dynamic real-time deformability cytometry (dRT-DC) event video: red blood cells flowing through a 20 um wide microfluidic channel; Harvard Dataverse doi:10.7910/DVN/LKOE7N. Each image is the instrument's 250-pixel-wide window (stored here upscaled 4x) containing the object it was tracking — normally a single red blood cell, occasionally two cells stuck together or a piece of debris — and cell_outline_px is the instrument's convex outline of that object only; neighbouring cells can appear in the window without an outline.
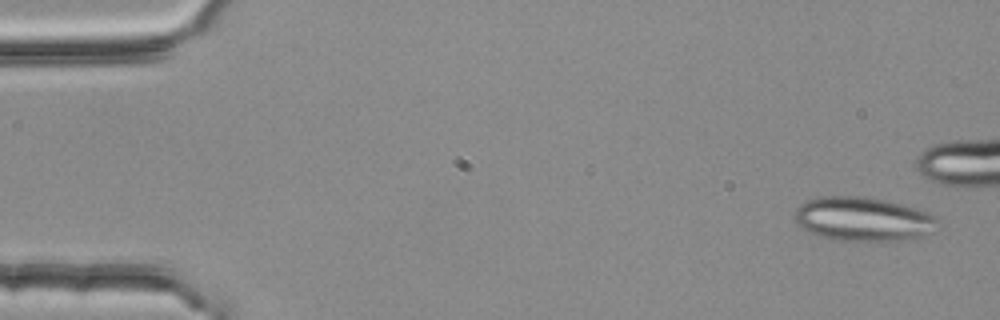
{"species": "common noctule bat (a hibernating species)", "species_latin": "Nyctalus noctula", "temperature_condition": "room temperature", "stored_images_in_passage": 7, "camera_frame_rate_fps": 3000, "um_per_image_px": 0.085, "animal": {"sex": "female", "body_mass_g": 25.1}, "frame": {"image": 1, "passage_image": 1, "time_ms": 0.0, "image_size_px": [1000, 320], "cell_outline_px": [[940, 220], [924, 236], [908, 240], [836, 240], [820, 236], [808, 232], [792, 220], [792, 216], [796, 208], [800, 204], [808, 200], [820, 196], [864, 196], [888, 200], [916, 208], [928, 212], [936, 216]], "centroid_in_image_um": [73.32, 18.6], "position_along_channel_um": 11.7, "area_um2": 36.93}}